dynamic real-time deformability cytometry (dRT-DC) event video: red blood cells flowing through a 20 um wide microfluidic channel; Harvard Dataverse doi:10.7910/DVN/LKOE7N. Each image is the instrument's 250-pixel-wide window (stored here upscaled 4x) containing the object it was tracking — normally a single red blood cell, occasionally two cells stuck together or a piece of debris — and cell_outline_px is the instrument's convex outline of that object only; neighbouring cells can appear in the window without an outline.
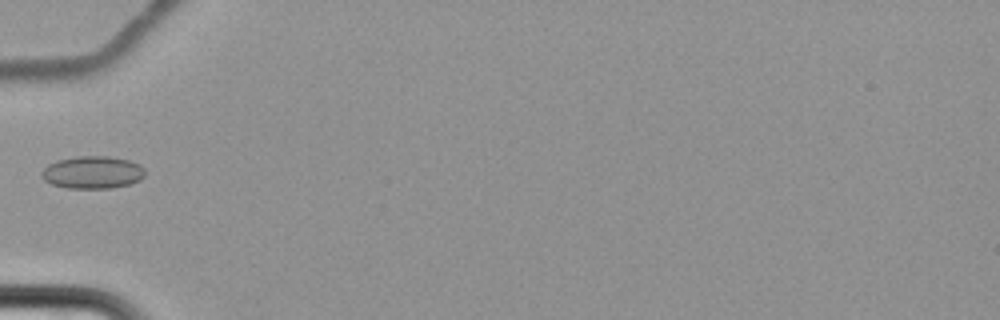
{"species": "common noctule bat (a hibernating species)", "species_latin": "Nyctalus noctula", "temperature_condition": "cold", "stored_images_in_passage": 8, "camera_frame_rate_fps": 3000, "um_per_image_px": 0.085, "animal": {"sex": "female", "body_mass_g": 22.7, "forearm_length_mm": 54.2}, "frame": {"image": 1, "passage_image": 7, "time_ms": 7.333, "image_size_px": [1000, 320], "cell_outline_px": [[144, 176], [140, 180], [128, 184], [112, 188], [68, 188], [52, 184], [44, 180], [40, 176], [40, 172], [48, 164], [56, 160], [76, 156], [108, 156], [128, 160], [140, 164], [144, 168]], "centroid_in_image_um": [7.84, 14.64], "position_along_channel_um": 77.2, "area_um2": 19.71}}
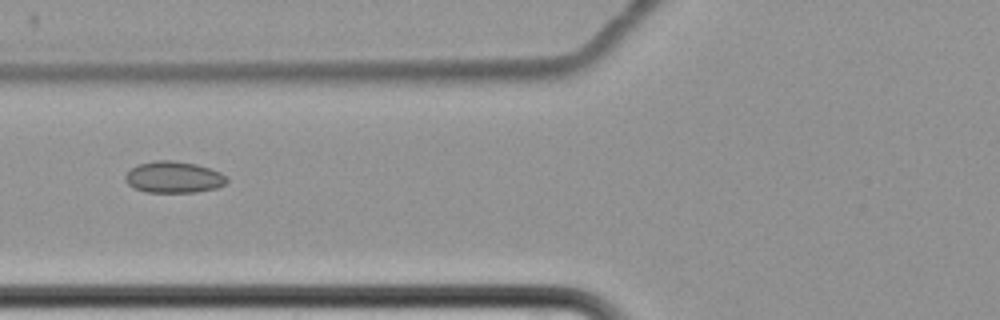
{"frame": {"image": 2, "passage_image": 8, "time_ms": 8.333, "image_size_px": [1000, 320], "cell_outline_px": [[228, 180], [224, 184], [216, 188], [196, 192], [144, 192], [128, 184], [124, 180], [124, 176], [136, 164], [156, 160], [172, 160], [196, 164], [220, 172], [228, 176]], "centroid_in_image_um": [14.75, 15.05], "position_along_channel_um": 111.0, "area_um2": 18.67}}